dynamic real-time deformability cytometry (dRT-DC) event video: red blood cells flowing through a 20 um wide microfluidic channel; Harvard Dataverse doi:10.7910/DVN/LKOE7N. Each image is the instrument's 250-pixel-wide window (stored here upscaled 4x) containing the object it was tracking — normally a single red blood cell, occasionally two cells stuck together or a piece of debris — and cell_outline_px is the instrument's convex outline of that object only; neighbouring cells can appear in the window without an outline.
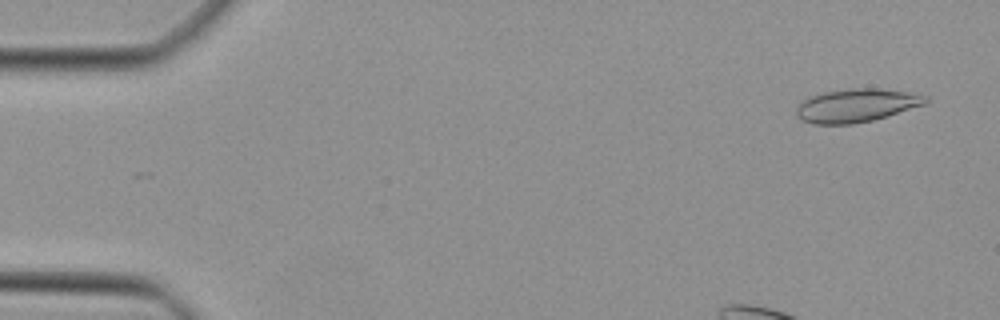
{"species": "Egyptian fruit bat (a non-hibernating species)", "species_latin": "Rousettus aegyptiacus", "temperature_condition": "cold", "stored_images_in_passage": 45, "camera_frame_rate_fps": 3000, "um_per_image_px": 0.085, "animal": {"sex": "female"}, "frame": {"image": 1, "passage_image": 1, "time_ms": 0.0, "image_size_px": [1000, 320], "cell_outline_px": [[928, 104], [888, 116], [872, 120], [852, 124], [812, 124], [796, 116], [796, 108], [800, 100], [824, 92], [852, 88], [876, 88], [904, 92], [928, 96]], "centroid_in_image_um": [72.79, 8.97], "position_along_channel_um": 12.2, "area_um2": 25.14}}